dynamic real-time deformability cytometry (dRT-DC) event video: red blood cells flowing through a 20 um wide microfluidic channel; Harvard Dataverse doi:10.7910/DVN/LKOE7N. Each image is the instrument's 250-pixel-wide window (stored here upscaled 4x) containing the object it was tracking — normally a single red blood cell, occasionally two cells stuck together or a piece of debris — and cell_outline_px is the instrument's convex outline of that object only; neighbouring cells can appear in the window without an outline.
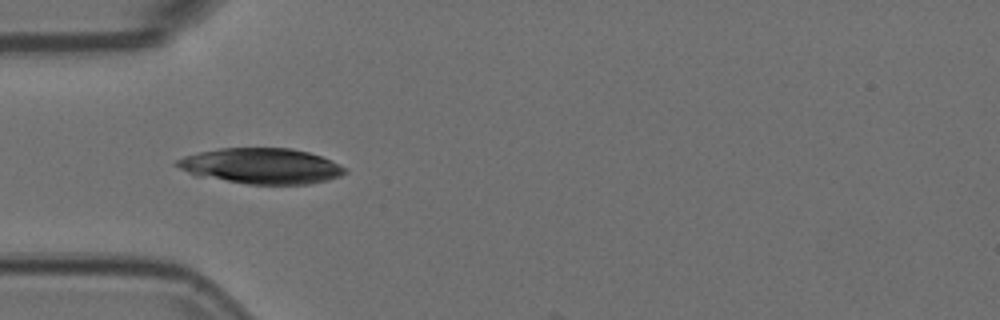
{"species": "Egyptian fruit bat (a non-hibernating species)", "species_latin": "Rousettus aegyptiacus", "temperature_condition": "room temperature", "stored_images_in_passage": 27, "camera_frame_rate_fps": 3000, "um_per_image_px": 0.085, "animal": {"sex": "female"}, "frame": {"image": 1, "passage_image": 5, "time_ms": 1.333, "image_size_px": [1000, 320], "cell_outline_px": [[348, 172], [340, 176], [328, 180], [308, 184], [248, 184], [196, 176], [172, 164], [176, 160], [184, 156], [200, 152], [220, 148], [292, 148], [308, 152], [332, 160], [348, 168]], "centroid_in_image_um": [22.23, 14.11], "position_along_channel_um": 62.8, "area_um2": 35.03}}